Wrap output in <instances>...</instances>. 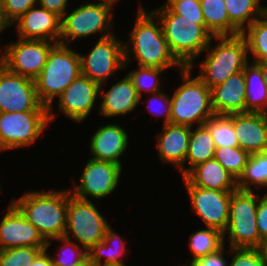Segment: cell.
I'll return each instance as SVG.
<instances>
[{
	"mask_svg": "<svg viewBox=\"0 0 267 266\" xmlns=\"http://www.w3.org/2000/svg\"><path fill=\"white\" fill-rule=\"evenodd\" d=\"M100 85L80 74L58 97V109L76 123L85 121L100 95Z\"/></svg>",
	"mask_w": 267,
	"mask_h": 266,
	"instance_id": "2e32d148",
	"label": "cell"
},
{
	"mask_svg": "<svg viewBox=\"0 0 267 266\" xmlns=\"http://www.w3.org/2000/svg\"><path fill=\"white\" fill-rule=\"evenodd\" d=\"M81 74L100 85L124 69V42L113 34L109 37L98 39L87 55L80 54Z\"/></svg>",
	"mask_w": 267,
	"mask_h": 266,
	"instance_id": "8fae6325",
	"label": "cell"
},
{
	"mask_svg": "<svg viewBox=\"0 0 267 266\" xmlns=\"http://www.w3.org/2000/svg\"><path fill=\"white\" fill-rule=\"evenodd\" d=\"M241 35L245 38L249 58L254 63L267 61V11L257 18Z\"/></svg>",
	"mask_w": 267,
	"mask_h": 266,
	"instance_id": "f546056e",
	"label": "cell"
},
{
	"mask_svg": "<svg viewBox=\"0 0 267 266\" xmlns=\"http://www.w3.org/2000/svg\"><path fill=\"white\" fill-rule=\"evenodd\" d=\"M47 241L10 202L0 222V250L16 247H46Z\"/></svg>",
	"mask_w": 267,
	"mask_h": 266,
	"instance_id": "e0dca14e",
	"label": "cell"
},
{
	"mask_svg": "<svg viewBox=\"0 0 267 266\" xmlns=\"http://www.w3.org/2000/svg\"><path fill=\"white\" fill-rule=\"evenodd\" d=\"M215 143L209 129L205 126L191 127L189 151L183 164V177L195 166L214 158ZM189 165L186 167L185 164Z\"/></svg>",
	"mask_w": 267,
	"mask_h": 266,
	"instance_id": "4316f807",
	"label": "cell"
},
{
	"mask_svg": "<svg viewBox=\"0 0 267 266\" xmlns=\"http://www.w3.org/2000/svg\"><path fill=\"white\" fill-rule=\"evenodd\" d=\"M60 241L62 246L59 249V256H51L53 266H82L88 261V253L79 244L65 237L54 238L47 241L46 250L52 242Z\"/></svg>",
	"mask_w": 267,
	"mask_h": 266,
	"instance_id": "836d02e7",
	"label": "cell"
},
{
	"mask_svg": "<svg viewBox=\"0 0 267 266\" xmlns=\"http://www.w3.org/2000/svg\"><path fill=\"white\" fill-rule=\"evenodd\" d=\"M69 47L56 43L48 53L43 70L34 79L38 99L48 107L49 122L55 119L53 100L81 74L79 52Z\"/></svg>",
	"mask_w": 267,
	"mask_h": 266,
	"instance_id": "277c9868",
	"label": "cell"
},
{
	"mask_svg": "<svg viewBox=\"0 0 267 266\" xmlns=\"http://www.w3.org/2000/svg\"><path fill=\"white\" fill-rule=\"evenodd\" d=\"M99 97L102 99L100 100L99 114L106 118L126 116L140 104V97L128 74L115 82L107 92L104 91Z\"/></svg>",
	"mask_w": 267,
	"mask_h": 266,
	"instance_id": "7402d4cb",
	"label": "cell"
},
{
	"mask_svg": "<svg viewBox=\"0 0 267 266\" xmlns=\"http://www.w3.org/2000/svg\"><path fill=\"white\" fill-rule=\"evenodd\" d=\"M34 6L28 9L13 25L18 38L24 40H45L59 43L61 18L46 8Z\"/></svg>",
	"mask_w": 267,
	"mask_h": 266,
	"instance_id": "ac0fdd59",
	"label": "cell"
},
{
	"mask_svg": "<svg viewBox=\"0 0 267 266\" xmlns=\"http://www.w3.org/2000/svg\"><path fill=\"white\" fill-rule=\"evenodd\" d=\"M257 64L261 67L263 75H264L265 82L267 84V61H263V62H260V63H257Z\"/></svg>",
	"mask_w": 267,
	"mask_h": 266,
	"instance_id": "7dc6e473",
	"label": "cell"
},
{
	"mask_svg": "<svg viewBox=\"0 0 267 266\" xmlns=\"http://www.w3.org/2000/svg\"><path fill=\"white\" fill-rule=\"evenodd\" d=\"M218 43L212 45V40L206 51V58L199 66L198 78L210 89L222 84L230 76L237 74L250 62L245 38L236 36L214 37ZM213 46V47H212Z\"/></svg>",
	"mask_w": 267,
	"mask_h": 266,
	"instance_id": "5b68a950",
	"label": "cell"
},
{
	"mask_svg": "<svg viewBox=\"0 0 267 266\" xmlns=\"http://www.w3.org/2000/svg\"><path fill=\"white\" fill-rule=\"evenodd\" d=\"M129 33V44L124 41V69L132 59L137 60V66L141 67L184 68L172 54L160 21L151 11L146 12L145 7L139 6L135 24Z\"/></svg>",
	"mask_w": 267,
	"mask_h": 266,
	"instance_id": "6da1fadb",
	"label": "cell"
},
{
	"mask_svg": "<svg viewBox=\"0 0 267 266\" xmlns=\"http://www.w3.org/2000/svg\"><path fill=\"white\" fill-rule=\"evenodd\" d=\"M3 15L10 26L28 9L37 6V0H1Z\"/></svg>",
	"mask_w": 267,
	"mask_h": 266,
	"instance_id": "ab89813d",
	"label": "cell"
},
{
	"mask_svg": "<svg viewBox=\"0 0 267 266\" xmlns=\"http://www.w3.org/2000/svg\"><path fill=\"white\" fill-rule=\"evenodd\" d=\"M179 73L183 81L170 95V124L194 127L196 123L195 126H202L215 115L211 89L197 75L194 77L189 67H184Z\"/></svg>",
	"mask_w": 267,
	"mask_h": 266,
	"instance_id": "8992f818",
	"label": "cell"
},
{
	"mask_svg": "<svg viewBox=\"0 0 267 266\" xmlns=\"http://www.w3.org/2000/svg\"><path fill=\"white\" fill-rule=\"evenodd\" d=\"M82 266H92L88 261Z\"/></svg>",
	"mask_w": 267,
	"mask_h": 266,
	"instance_id": "f907efd6",
	"label": "cell"
},
{
	"mask_svg": "<svg viewBox=\"0 0 267 266\" xmlns=\"http://www.w3.org/2000/svg\"><path fill=\"white\" fill-rule=\"evenodd\" d=\"M205 27L214 37L236 36L241 32L230 22L225 0H200Z\"/></svg>",
	"mask_w": 267,
	"mask_h": 266,
	"instance_id": "83f0119b",
	"label": "cell"
},
{
	"mask_svg": "<svg viewBox=\"0 0 267 266\" xmlns=\"http://www.w3.org/2000/svg\"><path fill=\"white\" fill-rule=\"evenodd\" d=\"M204 125L209 129L216 147H239L233 127V114L214 115Z\"/></svg>",
	"mask_w": 267,
	"mask_h": 266,
	"instance_id": "d6a6232c",
	"label": "cell"
},
{
	"mask_svg": "<svg viewBox=\"0 0 267 266\" xmlns=\"http://www.w3.org/2000/svg\"><path fill=\"white\" fill-rule=\"evenodd\" d=\"M173 13L189 20H204L200 0H166L164 3Z\"/></svg>",
	"mask_w": 267,
	"mask_h": 266,
	"instance_id": "f35d334b",
	"label": "cell"
},
{
	"mask_svg": "<svg viewBox=\"0 0 267 266\" xmlns=\"http://www.w3.org/2000/svg\"><path fill=\"white\" fill-rule=\"evenodd\" d=\"M185 186H196L219 191H235L237 180L215 159L193 167L184 177Z\"/></svg>",
	"mask_w": 267,
	"mask_h": 266,
	"instance_id": "603a6c76",
	"label": "cell"
},
{
	"mask_svg": "<svg viewBox=\"0 0 267 266\" xmlns=\"http://www.w3.org/2000/svg\"><path fill=\"white\" fill-rule=\"evenodd\" d=\"M253 185L254 189L267 188V152L252 154L237 180L240 190L254 191Z\"/></svg>",
	"mask_w": 267,
	"mask_h": 266,
	"instance_id": "4dcf8cb0",
	"label": "cell"
},
{
	"mask_svg": "<svg viewBox=\"0 0 267 266\" xmlns=\"http://www.w3.org/2000/svg\"><path fill=\"white\" fill-rule=\"evenodd\" d=\"M163 91L164 90L157 92V93L150 94L151 97L149 98L150 100L147 103L148 104L147 110H149L157 118H160L161 116L164 115L163 117L165 118H164L163 125H166V124H170V120H171V97L170 95L165 94ZM157 103H158L157 105L158 107L157 106H155L156 108L153 107Z\"/></svg>",
	"mask_w": 267,
	"mask_h": 266,
	"instance_id": "60d3db41",
	"label": "cell"
},
{
	"mask_svg": "<svg viewBox=\"0 0 267 266\" xmlns=\"http://www.w3.org/2000/svg\"><path fill=\"white\" fill-rule=\"evenodd\" d=\"M48 111L38 99L33 79L9 71L0 63V112Z\"/></svg>",
	"mask_w": 267,
	"mask_h": 266,
	"instance_id": "5bb4252c",
	"label": "cell"
},
{
	"mask_svg": "<svg viewBox=\"0 0 267 266\" xmlns=\"http://www.w3.org/2000/svg\"><path fill=\"white\" fill-rule=\"evenodd\" d=\"M30 266H53L51 254L46 249H43Z\"/></svg>",
	"mask_w": 267,
	"mask_h": 266,
	"instance_id": "f6af8a7d",
	"label": "cell"
},
{
	"mask_svg": "<svg viewBox=\"0 0 267 266\" xmlns=\"http://www.w3.org/2000/svg\"><path fill=\"white\" fill-rule=\"evenodd\" d=\"M261 0H225L230 22L242 33L267 11Z\"/></svg>",
	"mask_w": 267,
	"mask_h": 266,
	"instance_id": "f1b7e54d",
	"label": "cell"
},
{
	"mask_svg": "<svg viewBox=\"0 0 267 266\" xmlns=\"http://www.w3.org/2000/svg\"><path fill=\"white\" fill-rule=\"evenodd\" d=\"M83 173L80 176L79 185H73L69 190L73 196L84 199H103L111 195L119 183L122 166L103 160L89 158L83 167Z\"/></svg>",
	"mask_w": 267,
	"mask_h": 266,
	"instance_id": "4fadbf2b",
	"label": "cell"
},
{
	"mask_svg": "<svg viewBox=\"0 0 267 266\" xmlns=\"http://www.w3.org/2000/svg\"><path fill=\"white\" fill-rule=\"evenodd\" d=\"M55 44L19 38L0 49V63L9 71L34 80L43 70L48 53Z\"/></svg>",
	"mask_w": 267,
	"mask_h": 266,
	"instance_id": "7c38bea8",
	"label": "cell"
},
{
	"mask_svg": "<svg viewBox=\"0 0 267 266\" xmlns=\"http://www.w3.org/2000/svg\"><path fill=\"white\" fill-rule=\"evenodd\" d=\"M225 255V244L216 252L193 260L189 266H229Z\"/></svg>",
	"mask_w": 267,
	"mask_h": 266,
	"instance_id": "b9f144b4",
	"label": "cell"
},
{
	"mask_svg": "<svg viewBox=\"0 0 267 266\" xmlns=\"http://www.w3.org/2000/svg\"><path fill=\"white\" fill-rule=\"evenodd\" d=\"M125 243L126 240H123L109 225L106 228L103 241L87 251L88 262L92 266H126L122 258L126 254ZM115 244H117V247H115Z\"/></svg>",
	"mask_w": 267,
	"mask_h": 266,
	"instance_id": "d4e9b609",
	"label": "cell"
},
{
	"mask_svg": "<svg viewBox=\"0 0 267 266\" xmlns=\"http://www.w3.org/2000/svg\"><path fill=\"white\" fill-rule=\"evenodd\" d=\"M165 70L166 69L138 66L136 70L128 72L137 94L140 97V101L144 91H146V93L150 92L149 94H153L163 90V86L160 82V75L165 72Z\"/></svg>",
	"mask_w": 267,
	"mask_h": 266,
	"instance_id": "d590c367",
	"label": "cell"
},
{
	"mask_svg": "<svg viewBox=\"0 0 267 266\" xmlns=\"http://www.w3.org/2000/svg\"><path fill=\"white\" fill-rule=\"evenodd\" d=\"M189 239L188 247L193 257L187 265L199 257L216 252L224 245L223 233L214 228L200 229L191 233Z\"/></svg>",
	"mask_w": 267,
	"mask_h": 266,
	"instance_id": "1f68e13d",
	"label": "cell"
},
{
	"mask_svg": "<svg viewBox=\"0 0 267 266\" xmlns=\"http://www.w3.org/2000/svg\"><path fill=\"white\" fill-rule=\"evenodd\" d=\"M11 27L7 20L5 19L4 15H3V8H2V5H1V0H0V34L2 32H4L5 29Z\"/></svg>",
	"mask_w": 267,
	"mask_h": 266,
	"instance_id": "bcb514c9",
	"label": "cell"
},
{
	"mask_svg": "<svg viewBox=\"0 0 267 266\" xmlns=\"http://www.w3.org/2000/svg\"><path fill=\"white\" fill-rule=\"evenodd\" d=\"M260 251L262 255L266 258V263H267V239L262 242Z\"/></svg>",
	"mask_w": 267,
	"mask_h": 266,
	"instance_id": "c3c4849f",
	"label": "cell"
},
{
	"mask_svg": "<svg viewBox=\"0 0 267 266\" xmlns=\"http://www.w3.org/2000/svg\"><path fill=\"white\" fill-rule=\"evenodd\" d=\"M190 132V126L166 124L156 141L159 160L178 167L182 178L183 164L189 151Z\"/></svg>",
	"mask_w": 267,
	"mask_h": 266,
	"instance_id": "44dd1931",
	"label": "cell"
},
{
	"mask_svg": "<svg viewBox=\"0 0 267 266\" xmlns=\"http://www.w3.org/2000/svg\"><path fill=\"white\" fill-rule=\"evenodd\" d=\"M246 83L243 71L230 76L211 89L212 108L215 115L245 113Z\"/></svg>",
	"mask_w": 267,
	"mask_h": 266,
	"instance_id": "cb8c5ba5",
	"label": "cell"
},
{
	"mask_svg": "<svg viewBox=\"0 0 267 266\" xmlns=\"http://www.w3.org/2000/svg\"><path fill=\"white\" fill-rule=\"evenodd\" d=\"M228 251L233 255L229 266H267L260 249L229 248Z\"/></svg>",
	"mask_w": 267,
	"mask_h": 266,
	"instance_id": "74e56055",
	"label": "cell"
},
{
	"mask_svg": "<svg viewBox=\"0 0 267 266\" xmlns=\"http://www.w3.org/2000/svg\"><path fill=\"white\" fill-rule=\"evenodd\" d=\"M128 137V133L121 127V124L107 123V125H101L89 142L90 154L92 155L90 158L123 166L120 157L126 153Z\"/></svg>",
	"mask_w": 267,
	"mask_h": 266,
	"instance_id": "ffe728a7",
	"label": "cell"
},
{
	"mask_svg": "<svg viewBox=\"0 0 267 266\" xmlns=\"http://www.w3.org/2000/svg\"><path fill=\"white\" fill-rule=\"evenodd\" d=\"M256 218L260 239L264 241L267 239V193L263 194V196L258 193Z\"/></svg>",
	"mask_w": 267,
	"mask_h": 266,
	"instance_id": "7bdbcfd3",
	"label": "cell"
},
{
	"mask_svg": "<svg viewBox=\"0 0 267 266\" xmlns=\"http://www.w3.org/2000/svg\"><path fill=\"white\" fill-rule=\"evenodd\" d=\"M49 123L48 111L0 112V153L32 145Z\"/></svg>",
	"mask_w": 267,
	"mask_h": 266,
	"instance_id": "30bf717a",
	"label": "cell"
},
{
	"mask_svg": "<svg viewBox=\"0 0 267 266\" xmlns=\"http://www.w3.org/2000/svg\"><path fill=\"white\" fill-rule=\"evenodd\" d=\"M51 189L26 191L11 201L46 241L64 237L66 231L68 190Z\"/></svg>",
	"mask_w": 267,
	"mask_h": 266,
	"instance_id": "3957f363",
	"label": "cell"
},
{
	"mask_svg": "<svg viewBox=\"0 0 267 266\" xmlns=\"http://www.w3.org/2000/svg\"><path fill=\"white\" fill-rule=\"evenodd\" d=\"M46 247H16L0 250V266H30Z\"/></svg>",
	"mask_w": 267,
	"mask_h": 266,
	"instance_id": "8d00e7d4",
	"label": "cell"
},
{
	"mask_svg": "<svg viewBox=\"0 0 267 266\" xmlns=\"http://www.w3.org/2000/svg\"><path fill=\"white\" fill-rule=\"evenodd\" d=\"M192 211L199 216L205 227L224 233L230 210V199L234 191H219L196 186H185Z\"/></svg>",
	"mask_w": 267,
	"mask_h": 266,
	"instance_id": "9a60e30c",
	"label": "cell"
},
{
	"mask_svg": "<svg viewBox=\"0 0 267 266\" xmlns=\"http://www.w3.org/2000/svg\"><path fill=\"white\" fill-rule=\"evenodd\" d=\"M250 156L240 147H216L214 158L238 180L243 174Z\"/></svg>",
	"mask_w": 267,
	"mask_h": 266,
	"instance_id": "e575fe53",
	"label": "cell"
},
{
	"mask_svg": "<svg viewBox=\"0 0 267 266\" xmlns=\"http://www.w3.org/2000/svg\"><path fill=\"white\" fill-rule=\"evenodd\" d=\"M257 207L258 193L240 189L232 193L224 244L229 239L230 248L260 249L263 241L257 228Z\"/></svg>",
	"mask_w": 267,
	"mask_h": 266,
	"instance_id": "ba28073f",
	"label": "cell"
},
{
	"mask_svg": "<svg viewBox=\"0 0 267 266\" xmlns=\"http://www.w3.org/2000/svg\"><path fill=\"white\" fill-rule=\"evenodd\" d=\"M69 0H37V5L46 8L49 12L55 13L60 18L67 11Z\"/></svg>",
	"mask_w": 267,
	"mask_h": 266,
	"instance_id": "ee69618b",
	"label": "cell"
},
{
	"mask_svg": "<svg viewBox=\"0 0 267 266\" xmlns=\"http://www.w3.org/2000/svg\"><path fill=\"white\" fill-rule=\"evenodd\" d=\"M233 127L241 149L250 155L267 152V114L234 113Z\"/></svg>",
	"mask_w": 267,
	"mask_h": 266,
	"instance_id": "d6986e66",
	"label": "cell"
},
{
	"mask_svg": "<svg viewBox=\"0 0 267 266\" xmlns=\"http://www.w3.org/2000/svg\"><path fill=\"white\" fill-rule=\"evenodd\" d=\"M106 1H109V2H113V3H118L119 0H106Z\"/></svg>",
	"mask_w": 267,
	"mask_h": 266,
	"instance_id": "681fc988",
	"label": "cell"
},
{
	"mask_svg": "<svg viewBox=\"0 0 267 266\" xmlns=\"http://www.w3.org/2000/svg\"><path fill=\"white\" fill-rule=\"evenodd\" d=\"M93 201L77 198L68 190V208L64 237H74L82 248L90 250L103 241L109 223ZM72 234V235H71Z\"/></svg>",
	"mask_w": 267,
	"mask_h": 266,
	"instance_id": "9c48e42d",
	"label": "cell"
},
{
	"mask_svg": "<svg viewBox=\"0 0 267 266\" xmlns=\"http://www.w3.org/2000/svg\"><path fill=\"white\" fill-rule=\"evenodd\" d=\"M151 12L161 23L162 31L174 57L191 70L195 60L208 47L214 36L204 20H189L173 13L165 4Z\"/></svg>",
	"mask_w": 267,
	"mask_h": 266,
	"instance_id": "7a4b0ae2",
	"label": "cell"
},
{
	"mask_svg": "<svg viewBox=\"0 0 267 266\" xmlns=\"http://www.w3.org/2000/svg\"><path fill=\"white\" fill-rule=\"evenodd\" d=\"M245 77V113L267 114V84L261 67L254 62L243 69Z\"/></svg>",
	"mask_w": 267,
	"mask_h": 266,
	"instance_id": "484cf974",
	"label": "cell"
},
{
	"mask_svg": "<svg viewBox=\"0 0 267 266\" xmlns=\"http://www.w3.org/2000/svg\"><path fill=\"white\" fill-rule=\"evenodd\" d=\"M98 3H84L72 12L66 11L61 18V35L59 43L68 45L74 40L84 39L93 34L101 33L99 39L114 34L111 30L114 26V3L100 0ZM112 23V24H111Z\"/></svg>",
	"mask_w": 267,
	"mask_h": 266,
	"instance_id": "52a82bcc",
	"label": "cell"
}]
</instances>
